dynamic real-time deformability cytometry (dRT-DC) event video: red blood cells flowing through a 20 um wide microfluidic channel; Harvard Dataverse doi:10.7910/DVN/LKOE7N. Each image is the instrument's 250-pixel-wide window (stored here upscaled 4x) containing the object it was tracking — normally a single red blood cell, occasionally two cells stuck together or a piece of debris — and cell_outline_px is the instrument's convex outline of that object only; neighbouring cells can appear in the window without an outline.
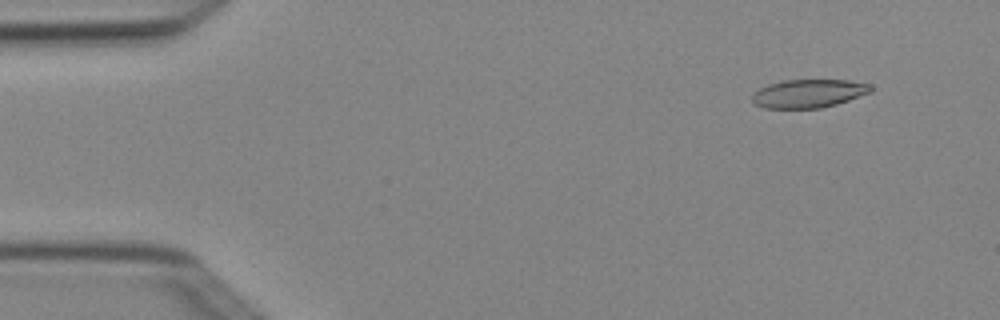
{"species": "Egyptian fruit bat (a non-hibernating species)", "species_latin": "Rousettus aegyptiacus", "temperature_condition": "cold", "stored_images_in_passage": 6, "camera_frame_rate_fps": 3000, "um_per_image_px": 0.085, "animal": {"sex": "female"}, "frame": {"image": 1, "passage_image": 2, "time_ms": 0.333, "image_size_px": [1000, 320], "cell_outline_px": [[872, 92], [836, 104], [820, 108], [764, 108], [756, 104], [752, 100], [752, 96], [760, 88], [768, 84], [784, 80], [848, 80], [872, 84]], "centroid_in_image_um": [68.76, 7.94], "position_along_channel_um": 16.2, "area_um2": 19.54}}
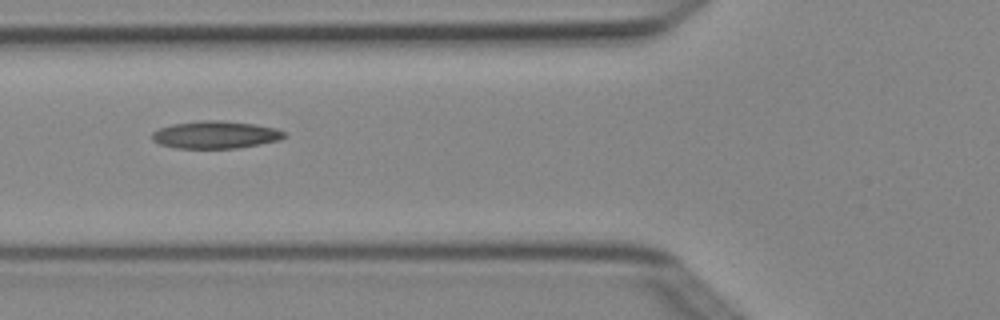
{"frame": {"image": 2, "passage_image": 6, "time_ms": 1.667, "image_size_px": [1000, 320], "cell_outline_px": [[288, 136], [280, 140], [260, 144], [236, 148], [176, 148], [160, 144], [152, 140], [152, 132], [160, 128], [172, 124], [200, 120], [220, 120], [252, 124], [276, 128], [284, 132]], "centroid_in_image_um": [18.32, 11.45], "position_along_channel_um": 107.5, "area_um2": 21.15}}